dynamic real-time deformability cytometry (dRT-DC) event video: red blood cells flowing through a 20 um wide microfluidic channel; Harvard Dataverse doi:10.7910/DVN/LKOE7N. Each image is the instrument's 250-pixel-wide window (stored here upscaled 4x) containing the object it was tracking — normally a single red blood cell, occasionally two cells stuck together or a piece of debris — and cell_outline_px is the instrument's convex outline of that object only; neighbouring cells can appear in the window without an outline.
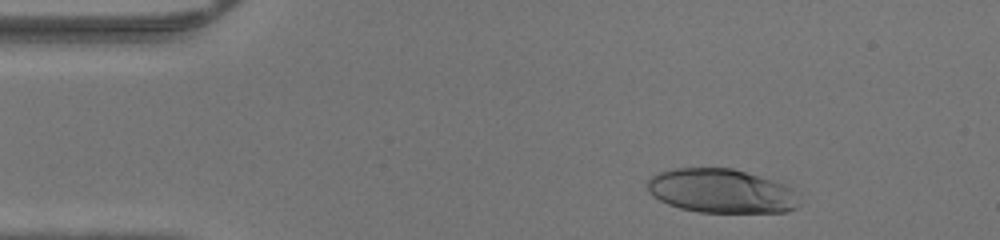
{"species": "human", "species_latin": "Homo sapiens", "temperature_condition": "warm", "stored_images_in_passage": 35, "camera_frame_rate_fps": 3000, "um_per_image_px": 0.085, "donor": {"sex": "male"}, "frame": {"image": 1, "passage_image": 4, "time_ms": 1.0, "image_size_px": [1000, 240], "cell_outline_px": [[800, 204], [796, 208], [784, 212], [700, 212], [680, 208], [668, 204], [652, 196], [648, 188], [648, 180], [652, 176], [660, 172], [672, 168], [732, 168], [760, 176], [784, 184], [788, 188]], "centroid_in_image_um": [61.26, 16.23], "position_along_channel_um": 23.7, "area_um2": 38.55}}
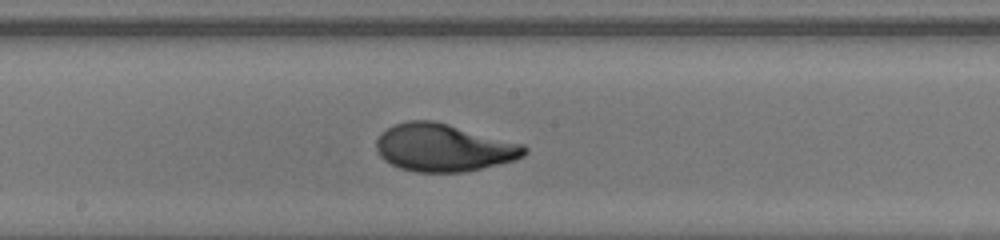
{"frame": {"image": 2, "passage_image": 22, "time_ms": 7.0, "image_size_px": [1000, 240], "cell_outline_px": [[528, 152], [524, 156], [512, 160], [464, 172], [416, 172], [400, 168], [384, 160], [380, 156], [376, 148], [376, 140], [392, 124], [408, 120], [432, 120], [448, 124], [524, 144], [528, 148]], "centroid_in_image_um": [37.7, 12.54], "position_along_channel_um": 210.5, "area_um2": 40.86}}
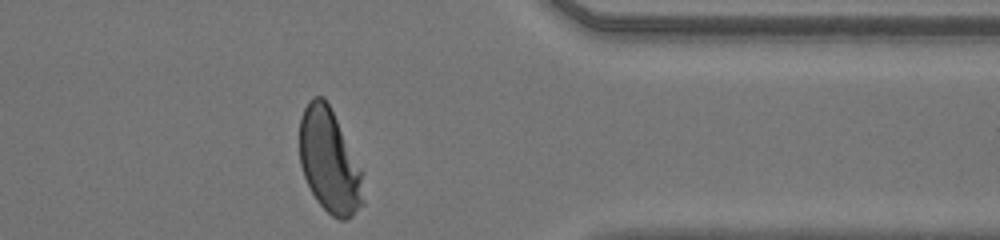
{"frame": {"image": 3, "passage_image": 35, "time_ms": 11.333, "image_size_px": [1000, 240], "cell_outline_px": [[364, 204], [352, 216], [344, 220], [340, 220], [332, 216], [316, 200], [304, 176], [300, 164], [300, 116], [308, 100], [312, 96], [324, 96], [360, 168], [364, 200]], "centroid_in_image_um": [27.97, 13.71], "position_along_channel_um": 383.4, "area_um2": 37.97}}